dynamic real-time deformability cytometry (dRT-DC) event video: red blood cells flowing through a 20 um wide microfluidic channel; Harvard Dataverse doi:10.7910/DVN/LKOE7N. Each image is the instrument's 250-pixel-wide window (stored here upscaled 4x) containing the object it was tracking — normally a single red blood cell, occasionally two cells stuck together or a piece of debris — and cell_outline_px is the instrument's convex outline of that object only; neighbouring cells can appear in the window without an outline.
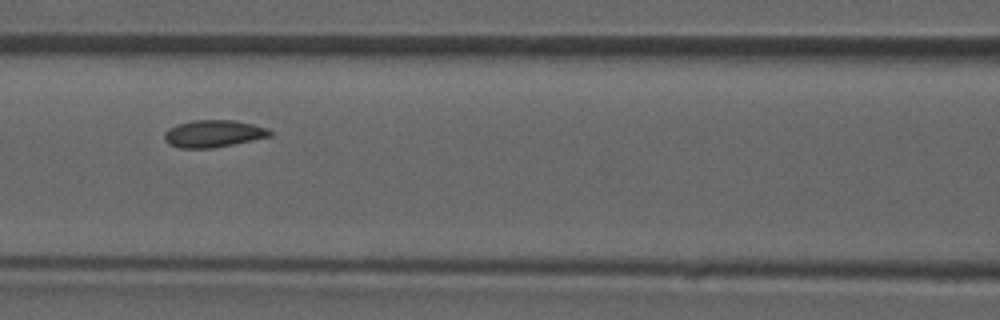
{"species": "common noctule bat (a hibernating species)", "species_latin": "Nyctalus noctula", "temperature_condition": "room temperature", "stored_images_in_passage": 45, "camera_frame_rate_fps": 3000, "um_per_image_px": 0.085, "animal": {"sex": "male", "forearm_length_mm": 52.5}, "frame": {"image": 1, "passage_image": 20, "time_ms": 6.333, "image_size_px": [1000, 320], "cell_outline_px": [[272, 136], [212, 148], [180, 148], [168, 144], [164, 140], [164, 132], [168, 128], [176, 124], [192, 120], [236, 120], [268, 128], [272, 132]], "centroid_in_image_um": [18.11, 11.35], "position_along_channel_um": 148.5, "area_um2": 16.82}}